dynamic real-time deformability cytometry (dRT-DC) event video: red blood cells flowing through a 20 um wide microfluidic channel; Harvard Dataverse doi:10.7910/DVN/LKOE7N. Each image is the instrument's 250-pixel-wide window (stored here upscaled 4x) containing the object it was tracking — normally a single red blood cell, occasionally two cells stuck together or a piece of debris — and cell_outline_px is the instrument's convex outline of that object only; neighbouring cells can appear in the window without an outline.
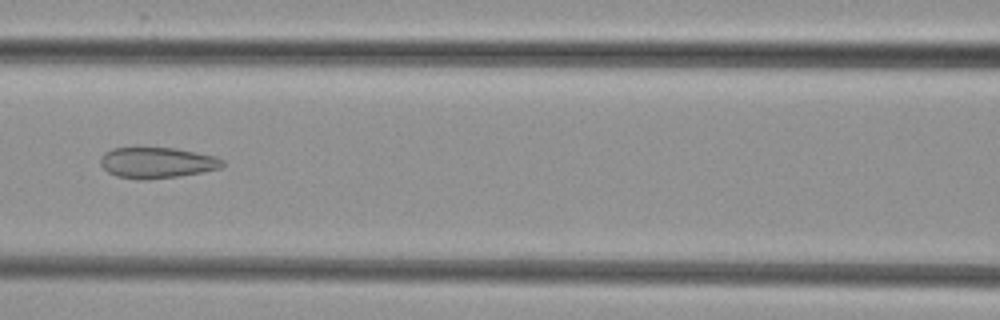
{"species": "common noctule bat (a hibernating species)", "species_latin": "Nyctalus noctula", "temperature_condition": "cold", "stored_images_in_passage": 8, "camera_frame_rate_fps": 3000, "um_per_image_px": 0.085, "animal": {"sex": "female", "body_mass_g": 29.2, "forearm_length_mm": 56.3}, "frame": {"image": 1, "passage_image": 8, "time_ms": 8.0, "image_size_px": [1000, 320], "cell_outline_px": [[224, 164], [220, 168], [180, 176], [148, 180], [136, 180], [116, 176], [108, 172], [100, 164], [100, 156], [104, 152], [112, 148], [176, 148], [216, 156], [224, 160]], "centroid_in_image_um": [13.32, 13.84], "position_along_channel_um": 153.3, "area_um2": 22.14}}